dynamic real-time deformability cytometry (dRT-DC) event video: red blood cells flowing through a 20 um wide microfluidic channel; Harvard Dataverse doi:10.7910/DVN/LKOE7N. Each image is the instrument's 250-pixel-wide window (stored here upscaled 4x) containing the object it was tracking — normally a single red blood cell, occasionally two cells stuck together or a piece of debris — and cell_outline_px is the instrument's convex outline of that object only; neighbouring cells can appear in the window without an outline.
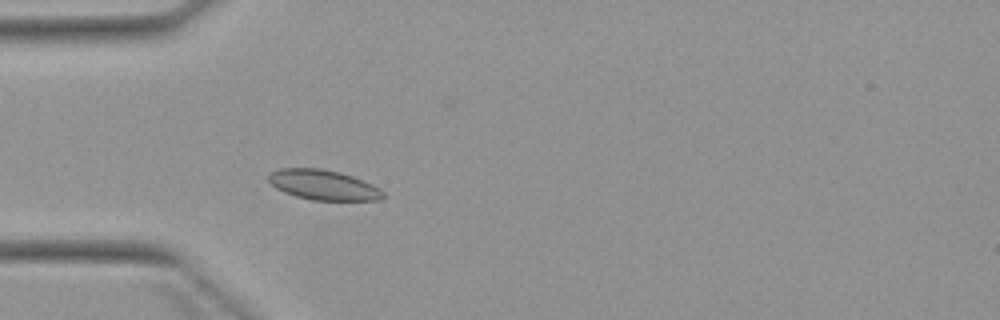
{"species": "Egyptian fruit bat (a non-hibernating species)", "species_latin": "Rousettus aegyptiacus", "temperature_condition": "warm", "stored_images_in_passage": 2, "camera_frame_rate_fps": 3000, "um_per_image_px": 0.085, "animal": {"sex": "female"}, "frame": {"image": 1, "passage_image": 2, "time_ms": 1.0, "image_size_px": [1000, 320], "cell_outline_px": [[388, 196], [380, 200], [312, 200], [296, 196], [284, 192], [276, 188], [268, 180], [268, 172], [280, 168], [320, 168], [340, 172], [352, 176], [372, 184], [380, 188]], "centroid_in_image_um": [27.5, 15.71], "position_along_channel_um": 57.5, "area_um2": 20.23}}